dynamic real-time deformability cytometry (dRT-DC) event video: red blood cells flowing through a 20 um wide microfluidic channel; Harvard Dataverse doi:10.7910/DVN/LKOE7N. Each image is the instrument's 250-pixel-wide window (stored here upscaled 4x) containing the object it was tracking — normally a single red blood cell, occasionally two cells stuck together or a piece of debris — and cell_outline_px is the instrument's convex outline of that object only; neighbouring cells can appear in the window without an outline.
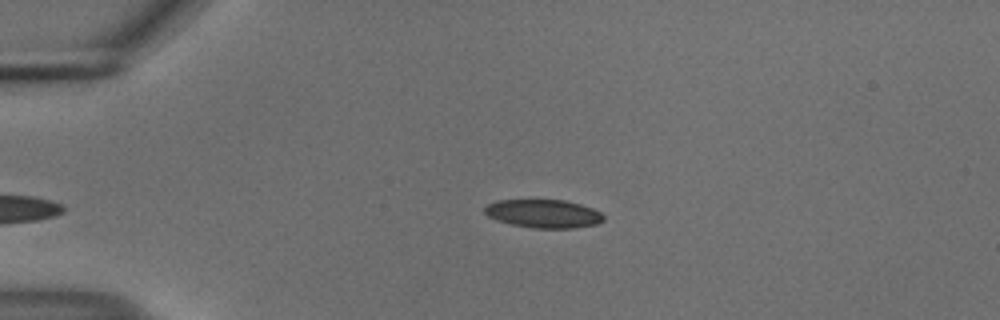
{"species": "common noctule bat (a hibernating species)", "species_latin": "Nyctalus noctula", "temperature_condition": "cold", "stored_images_in_passage": 38, "camera_frame_rate_fps": 3000, "um_per_image_px": 0.085, "animal": {"sex": "male", "body_mass_g": 18.8}, "frame": {"image": 1, "passage_image": 2, "time_ms": 0.333, "image_size_px": [1000, 320], "cell_outline_px": [[604, 220], [596, 224], [576, 228], [532, 228], [512, 224], [496, 220], [488, 216], [484, 212], [484, 208], [488, 204], [496, 200], [564, 200], [580, 204], [592, 208], [600, 212], [604, 216]], "centroid_in_image_um": [46.2, 18.16], "position_along_channel_um": 38.8, "area_um2": 19.65}}
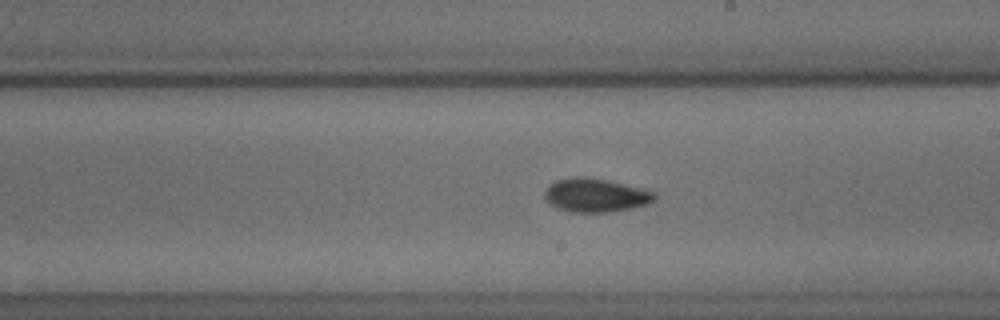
{"frame": {"image": 2, "passage_image": 21, "time_ms": 6.667, "image_size_px": [1000, 320], "cell_outline_px": [[656, 196], [648, 204], [632, 208], [608, 212], [572, 212], [560, 208], [544, 200], [544, 192], [556, 180], [576, 176], [584, 176], [608, 180], [644, 188], [656, 192]], "centroid_in_image_um": [50.65, 16.58], "position_along_channel_um": 238.3, "area_um2": 21.5}}
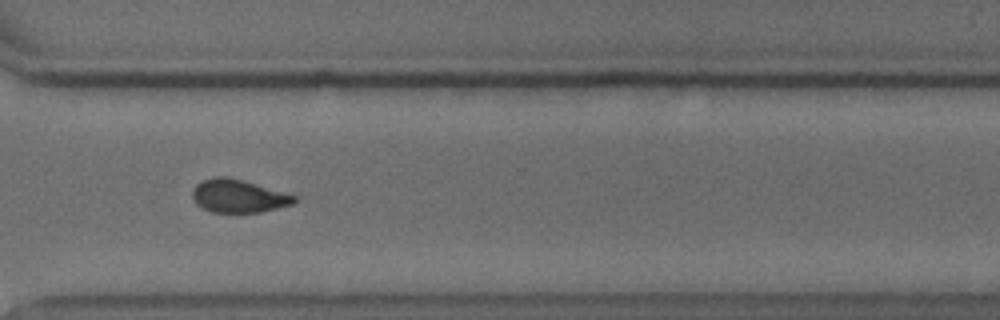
{"frame": {"image": 3, "passage_image": 30, "time_ms": 9.667, "image_size_px": [1000, 320], "cell_outline_px": [[296, 200], [292, 204], [260, 212], [212, 212], [196, 204], [192, 196], [192, 192], [196, 184], [212, 176], [228, 176], [244, 180], [296, 196]], "centroid_in_image_um": [20.23, 16.65], "position_along_channel_um": 350.4, "area_um2": 19.48}, "authors_computed_cell_mechanics": {"area_um2": 20.0855, "velocity_mm_per_s": 3.7341, "shape_relaxation_time_tau1_ms": 6.1107, "shape_relaxation_time_tau2_ms": 2.4694, "deformation_change_tau1": 0.1426, "deformation_change_tau2": 0.0585}}